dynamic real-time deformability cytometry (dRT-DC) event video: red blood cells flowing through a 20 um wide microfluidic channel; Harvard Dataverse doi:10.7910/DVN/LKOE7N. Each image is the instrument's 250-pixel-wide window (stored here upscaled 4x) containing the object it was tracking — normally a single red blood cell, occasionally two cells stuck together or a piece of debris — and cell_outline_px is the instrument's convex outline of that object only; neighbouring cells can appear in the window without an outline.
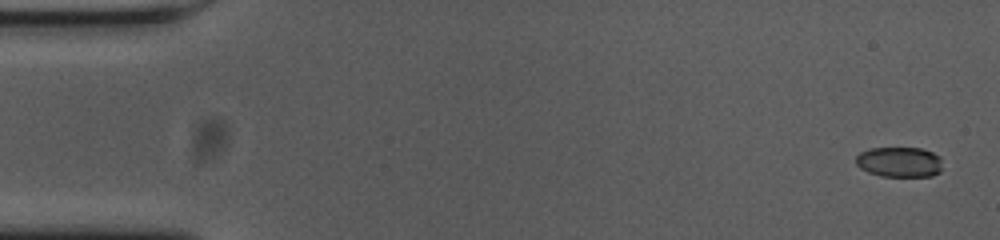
{"species": "common noctule bat (a hibernating species)", "species_latin": "Nyctalus noctula", "temperature_condition": "cold", "stored_images_in_passage": 11, "camera_frame_rate_fps": 3000, "um_per_image_px": 0.085, "animal": {"sex": "female", "body_mass_g": 23.0, "forearm_length_mm": 53.4}, "frame": {"image": 1, "passage_image": 2, "time_ms": 0.333, "image_size_px": [1000, 240], "cell_outline_px": [[940, 172], [932, 176], [880, 176], [868, 172], [860, 168], [856, 164], [856, 156], [860, 152], [872, 148], [920, 148], [932, 152], [940, 156]], "centroid_in_image_um": [76.43, 13.77], "position_along_channel_um": 8.6, "area_um2": 15.2}}